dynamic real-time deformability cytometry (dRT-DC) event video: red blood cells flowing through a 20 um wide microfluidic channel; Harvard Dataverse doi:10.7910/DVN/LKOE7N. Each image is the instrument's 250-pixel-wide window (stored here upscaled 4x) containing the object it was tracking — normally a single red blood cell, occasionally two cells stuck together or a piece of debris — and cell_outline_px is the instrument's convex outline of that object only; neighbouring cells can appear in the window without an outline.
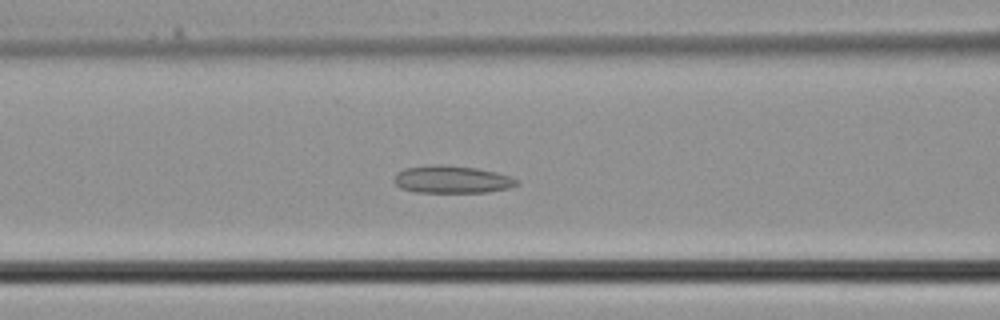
{"species": "common noctule bat (a hibernating species)", "species_latin": "Nyctalus noctula", "temperature_condition": "cold", "stored_images_in_passage": 39, "camera_frame_rate_fps": 3000, "um_per_image_px": 0.085, "animal": {"sex": "male", "body_mass_g": 21.5, "forearm_length_mm": 52.0}, "frame": {"image": 1, "passage_image": 16, "time_ms": 5.0, "image_size_px": [1000, 320], "cell_outline_px": [[520, 184], [508, 188], [488, 192], [416, 192], [400, 188], [392, 180], [396, 172], [404, 168], [432, 164], [444, 164], [476, 168], [496, 172], [512, 176], [520, 180]], "centroid_in_image_um": [38.41, 15.24], "position_along_channel_um": 128.2, "area_um2": 20.0}}
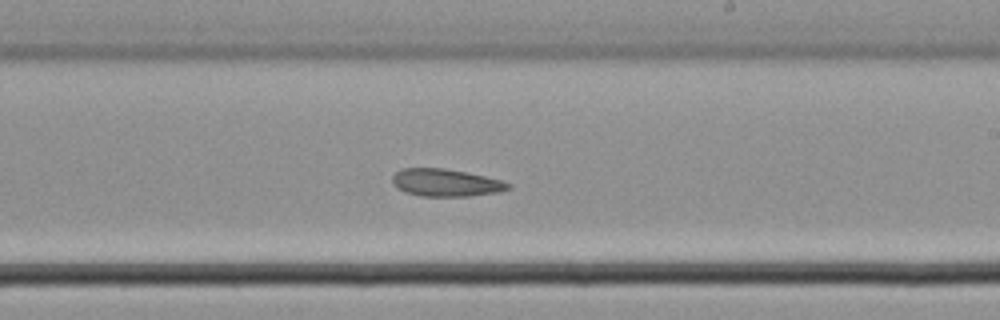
{"frame": {"image": 2, "passage_image": 23, "time_ms": 7.333, "image_size_px": [1000, 320], "cell_outline_px": [[512, 188], [500, 192], [468, 196], [420, 196], [404, 192], [396, 188], [392, 184], [392, 176], [400, 168], [444, 168], [484, 176], [500, 180], [512, 184]], "centroid_in_image_um": [37.86, 15.53], "position_along_channel_um": 251.1, "area_um2": 18.67}}
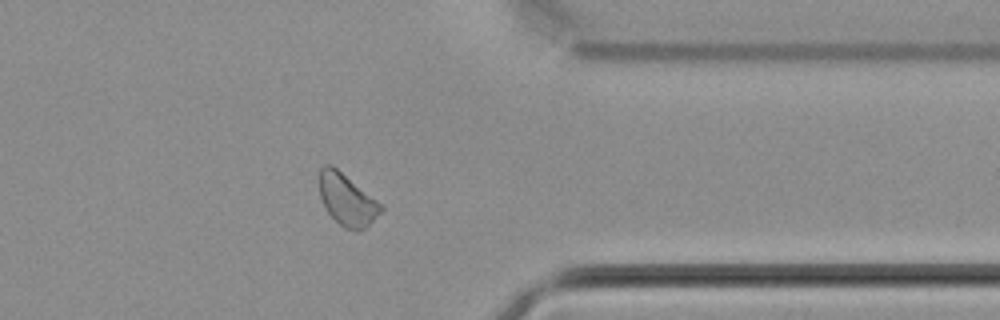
{"frame": {"image": 3, "passage_image": 31, "time_ms": 10.0, "image_size_px": [1000, 320], "cell_outline_px": [[384, 208], [364, 228], [356, 232], [344, 228], [324, 208], [320, 196], [316, 180], [320, 168], [324, 164], [332, 164], [384, 204]], "centroid_in_image_um": [29.46, 16.92], "position_along_channel_um": 381.9, "area_um2": 19.07}}